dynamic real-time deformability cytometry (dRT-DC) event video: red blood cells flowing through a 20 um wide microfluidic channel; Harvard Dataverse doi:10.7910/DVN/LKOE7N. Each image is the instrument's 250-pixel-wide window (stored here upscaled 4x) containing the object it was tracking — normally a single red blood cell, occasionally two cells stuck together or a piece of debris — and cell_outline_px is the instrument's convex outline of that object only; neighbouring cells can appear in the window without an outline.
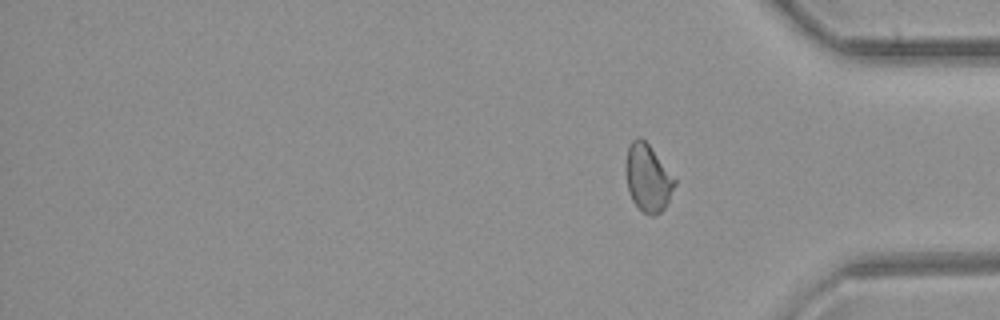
{"species": "common noctule bat (a hibernating species)", "species_latin": "Nyctalus noctula", "temperature_condition": "room temperature", "stored_images_in_passage": 47, "segment_of_instrument_passage": [2, 2], "camera_frame_rate_fps": 3000, "um_per_image_px": 0.085, "animal": {"sex": "female", "body_mass_g": 21.9}, "frame": {"image": 1, "passage_image": 47, "time_ms": 15.333, "image_size_px": [1000, 320], "cell_outline_px": [[676, 184], [664, 208], [656, 216], [652, 216], [644, 212], [632, 200], [628, 188], [624, 168], [628, 144], [636, 136], [640, 136], [648, 144], [676, 180]], "centroid_in_image_um": [55.03, 15.1], "position_along_channel_um": 380.2, "area_um2": 19.07}}